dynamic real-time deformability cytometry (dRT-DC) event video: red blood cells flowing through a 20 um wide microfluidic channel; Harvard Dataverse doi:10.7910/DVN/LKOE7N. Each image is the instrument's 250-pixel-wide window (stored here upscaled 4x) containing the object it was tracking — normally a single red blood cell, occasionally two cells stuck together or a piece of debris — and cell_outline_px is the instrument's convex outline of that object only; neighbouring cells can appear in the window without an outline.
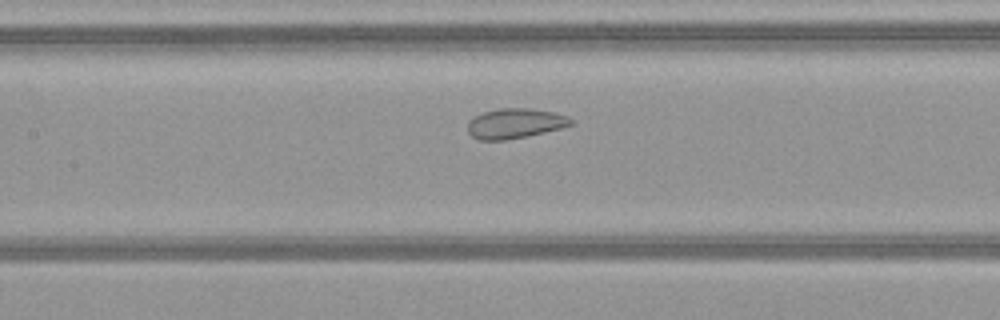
{"species": "common noctule bat (a hibernating species)", "species_latin": "Nyctalus noctula", "temperature_condition": "warm", "stored_images_in_passage": 41, "camera_frame_rate_fps": 3000, "um_per_image_px": 0.085, "animal": {"sex": "female", "body_mass_g": 21.9}, "frame": {"image": 1, "passage_image": 15, "time_ms": 4.667, "image_size_px": [1000, 320], "cell_outline_px": [[572, 124], [560, 128], [528, 136], [504, 140], [480, 140], [472, 136], [468, 132], [468, 120], [472, 116], [484, 112], [500, 108], [528, 108], [556, 112], [568, 116], [572, 120]], "centroid_in_image_um": [43.75, 10.48], "position_along_channel_um": 163.6, "area_um2": 18.09}}
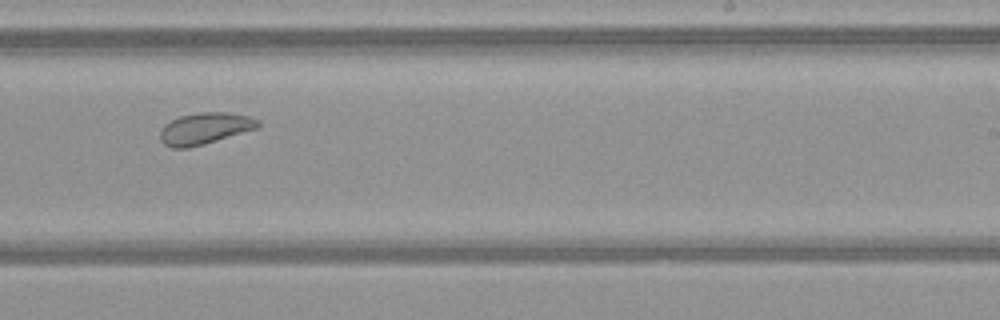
{"frame": {"image": 2, "passage_image": 23, "time_ms": 7.333, "image_size_px": [1000, 320], "cell_outline_px": [[260, 128], [204, 144], [188, 148], [172, 148], [164, 144], [160, 140], [160, 132], [164, 124], [180, 116], [200, 112], [228, 112], [248, 116], [260, 120]], "centroid_in_image_um": [17.44, 10.92], "position_along_channel_um": 271.6, "area_um2": 18.15}}
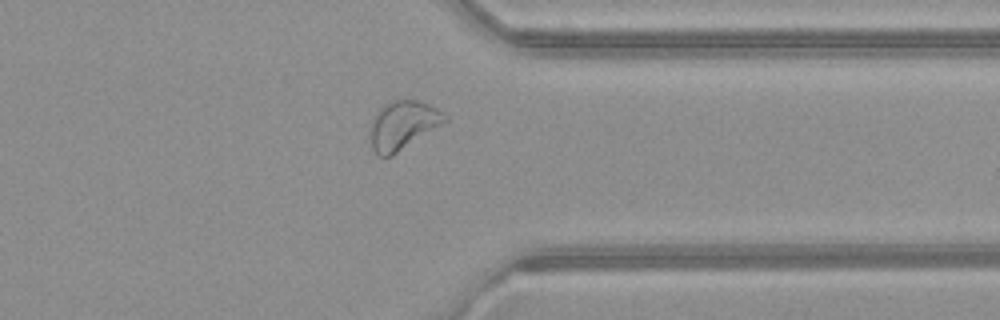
{"frame": {"image": 3, "passage_image": 31, "time_ms": 10.0, "image_size_px": [1000, 320], "cell_outline_px": [[448, 120], [392, 156], [376, 156], [372, 148], [368, 132], [368, 128], [376, 112], [384, 104], [392, 100], [416, 100], [428, 104], [436, 108], [448, 116]], "centroid_in_image_um": [34.19, 10.65], "position_along_channel_um": 377.2, "area_um2": 21.21}, "authors_computed_cell_mechanics": {"area_um2": 19.8832, "velocity_mm_per_s": 4.0622, "shape_relaxation_time_tau1_ms": null, "shape_relaxation_time_tau2_ms": 2.4944, "deformation_change_tau1": null, "deformation_change_tau2": 0.0837}}